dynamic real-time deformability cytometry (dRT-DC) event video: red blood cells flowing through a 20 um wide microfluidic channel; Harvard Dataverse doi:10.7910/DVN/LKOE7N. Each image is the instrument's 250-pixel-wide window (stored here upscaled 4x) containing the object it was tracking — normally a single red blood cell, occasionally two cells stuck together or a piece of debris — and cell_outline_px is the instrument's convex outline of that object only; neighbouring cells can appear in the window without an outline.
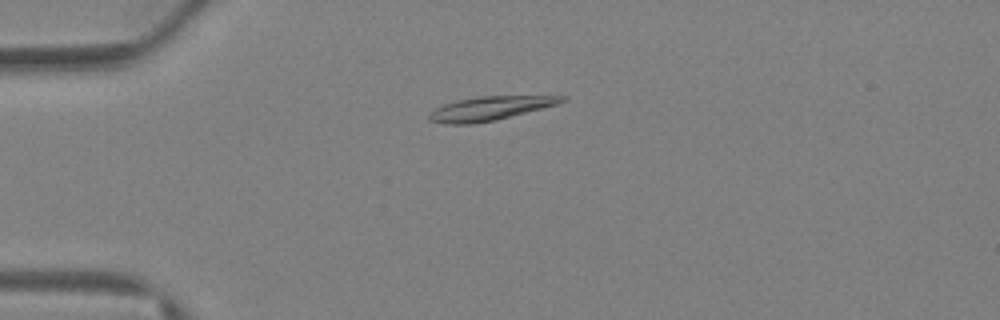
{"species": "Egyptian fruit bat (a non-hibernating species)", "species_latin": "Rousettus aegyptiacus", "temperature_condition": "warm", "stored_images_in_passage": 32, "camera_frame_rate_fps": 3000, "um_per_image_px": 0.085, "animal": {"sex": "female"}, "frame": {"image": 1, "passage_image": 3, "time_ms": 0.667, "image_size_px": [1000, 320], "cell_outline_px": [[568, 100], [556, 104], [496, 120], [472, 124], [444, 124], [428, 120], [428, 116], [436, 108], [444, 104], [456, 100], [476, 96], [568, 96]], "centroid_in_image_um": [41.62, 9.21], "position_along_channel_um": 43.4, "area_um2": 18.32}}
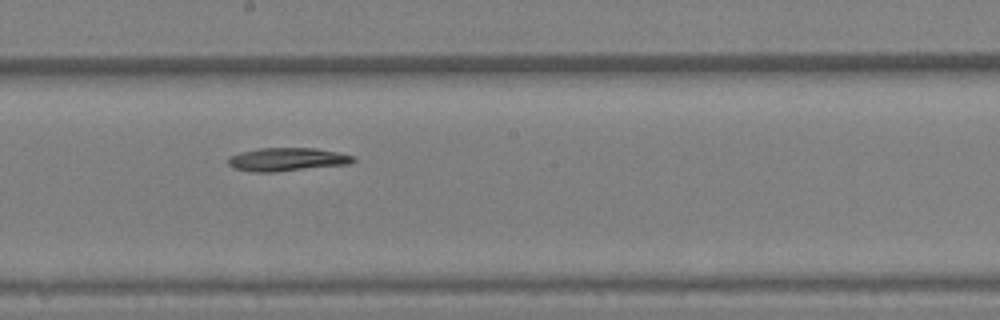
{"frame": {"image": 2, "passage_image": 15, "time_ms": 4.667, "image_size_px": [1000, 320], "cell_outline_px": [[356, 160], [348, 164], [276, 172], [252, 172], [236, 168], [228, 164], [228, 156], [240, 152], [260, 148], [316, 148], [356, 156]], "centroid_in_image_um": [24.4, 13.55], "position_along_channel_um": 223.8, "area_um2": 16.99}}
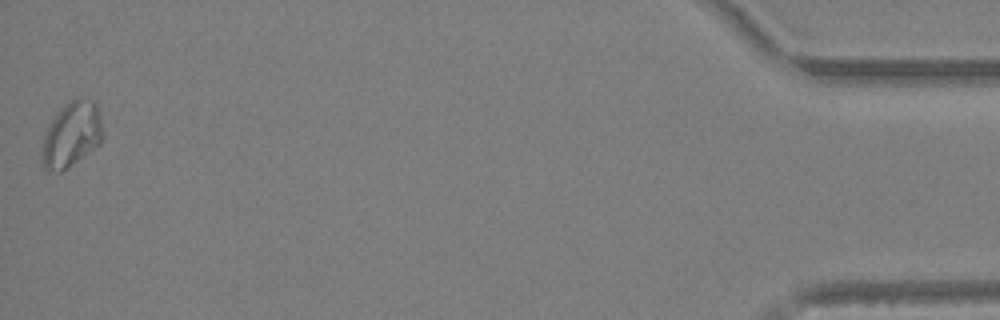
{"frame": {"image": 3, "passage_image": 32, "time_ms": 10.333, "image_size_px": [1000, 320], "cell_outline_px": [[104, 136], [100, 144], [60, 172], [48, 172], [44, 168], [44, 136], [52, 120], [64, 104], [68, 100], [80, 96], [92, 100], [96, 104], [100, 116]], "centroid_in_image_um": [6.13, 11.39], "position_along_channel_um": 429.1, "area_um2": 22.72}}